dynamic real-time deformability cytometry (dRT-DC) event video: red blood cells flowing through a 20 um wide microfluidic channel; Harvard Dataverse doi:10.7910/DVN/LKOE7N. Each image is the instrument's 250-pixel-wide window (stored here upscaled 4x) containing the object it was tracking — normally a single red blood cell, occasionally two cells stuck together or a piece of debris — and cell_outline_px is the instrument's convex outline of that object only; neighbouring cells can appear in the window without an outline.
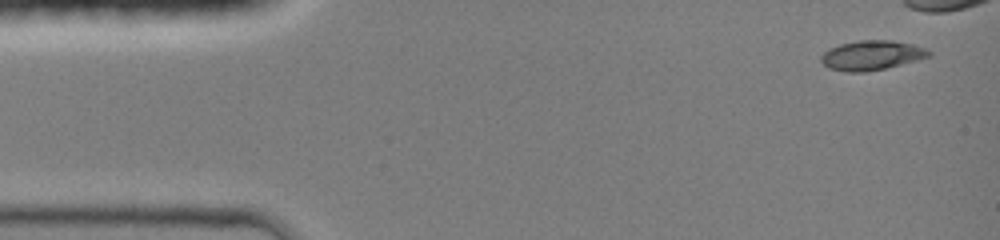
{"species": "common noctule bat (a hibernating species)", "species_latin": "Nyctalus noctula", "temperature_condition": "room temperature", "stored_images_in_passage": 10, "camera_frame_rate_fps": 3000, "um_per_image_px": 0.085, "animal": {"sex": "female", "body_mass_g": 19.0, "forearm_length_mm": 51.5}, "frame": {"image": 1, "passage_image": 1, "time_ms": 0.0, "image_size_px": [1000, 240], "cell_outline_px": [[932, 56], [884, 68], [864, 72], [848, 72], [828, 68], [820, 60], [820, 56], [828, 48], [840, 44], [860, 40], [892, 40], [912, 44], [924, 48], [932, 52]], "centroid_in_image_um": [74.07, 4.69], "position_along_channel_um": 10.9, "area_um2": 18.5}}